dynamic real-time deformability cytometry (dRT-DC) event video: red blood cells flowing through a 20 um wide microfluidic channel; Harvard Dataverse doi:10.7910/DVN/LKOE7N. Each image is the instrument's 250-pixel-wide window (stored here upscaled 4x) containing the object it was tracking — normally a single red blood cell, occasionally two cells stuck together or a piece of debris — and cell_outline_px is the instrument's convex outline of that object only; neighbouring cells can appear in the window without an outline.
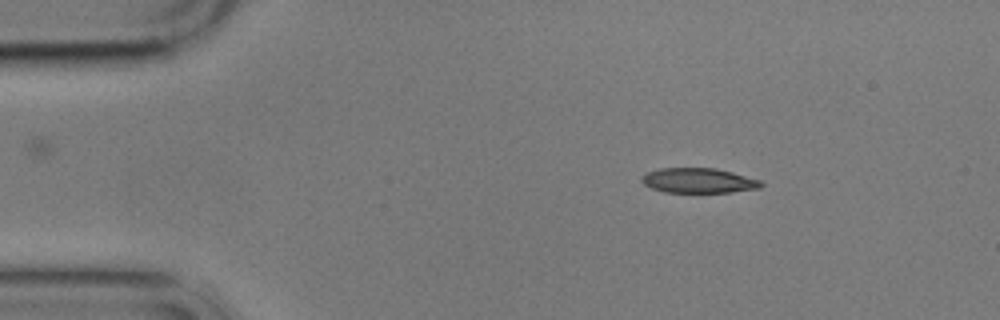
{"species": "common noctule bat (a hibernating species)", "species_latin": "Nyctalus noctula", "temperature_condition": "cold", "stored_images_in_passage": 3, "camera_frame_rate_fps": 3000, "um_per_image_px": 0.085, "animal": {"sex": "male", "body_mass_g": 17.9}, "frame": {"image": 1, "passage_image": 1, "time_ms": 0.0, "image_size_px": [1000, 320], "cell_outline_px": [[764, 184], [760, 188], [732, 192], [664, 192], [652, 188], [644, 184], [640, 180], [640, 176], [648, 172], [660, 168], [716, 168], [732, 172], [760, 180]], "centroid_in_image_um": [59.37, 15.34], "position_along_channel_um": 25.6, "area_um2": 17.34}}